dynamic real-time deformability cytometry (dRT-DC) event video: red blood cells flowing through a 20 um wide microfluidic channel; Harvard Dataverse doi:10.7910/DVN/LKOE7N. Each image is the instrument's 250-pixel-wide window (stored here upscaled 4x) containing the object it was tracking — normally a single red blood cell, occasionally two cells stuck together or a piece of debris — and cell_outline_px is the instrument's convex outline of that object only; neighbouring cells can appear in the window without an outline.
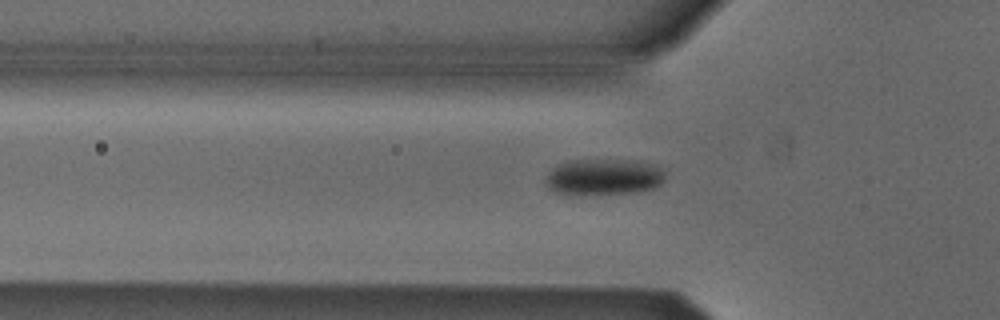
{"species": "Egyptian fruit bat (a non-hibernating species)", "species_latin": "Rousettus aegyptiacus", "temperature_condition": "cold", "stored_images_in_passage": 3, "camera_frame_rate_fps": 3000, "um_per_image_px": 0.085, "animal": {"sex": "male"}, "frame": {"image": 1, "passage_image": 3, "time_ms": 2.333, "image_size_px": [1000, 320], "cell_outline_px": [[664, 180], [660, 184], [652, 188], [640, 192], [556, 192], [548, 188], [544, 184], [544, 176], [556, 164], [568, 160], [636, 160], [656, 164], [664, 172]], "centroid_in_image_um": [51.31, 14.98], "position_along_channel_um": 74.5, "area_um2": 24.85}}